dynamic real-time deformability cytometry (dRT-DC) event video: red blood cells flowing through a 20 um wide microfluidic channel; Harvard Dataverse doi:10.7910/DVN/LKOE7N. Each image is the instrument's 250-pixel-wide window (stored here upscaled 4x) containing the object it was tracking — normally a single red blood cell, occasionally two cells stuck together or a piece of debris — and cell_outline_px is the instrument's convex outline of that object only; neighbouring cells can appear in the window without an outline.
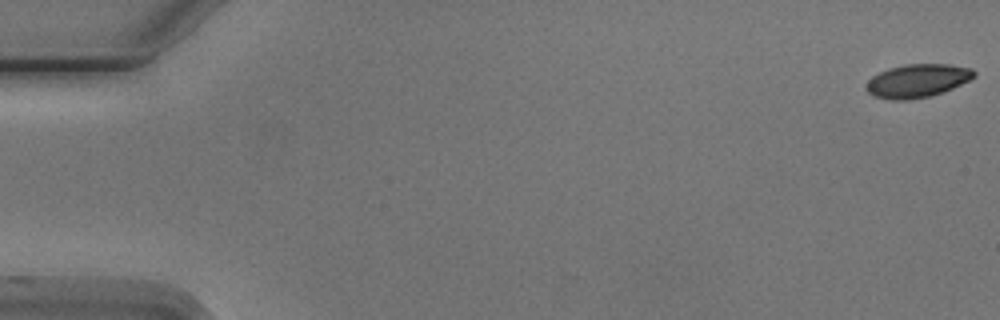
{"species": "Egyptian fruit bat (a non-hibernating species)", "species_latin": "Rousettus aegyptiacus", "temperature_condition": "cold", "stored_images_in_passage": 3, "camera_frame_rate_fps": 3000, "um_per_image_px": 0.085, "animal": {"sex": "male"}, "frame": {"image": 1, "passage_image": 1, "time_ms": 0.0, "image_size_px": [1000, 320], "cell_outline_px": [[976, 76], [944, 92], [928, 96], [908, 100], [892, 100], [872, 96], [864, 88], [868, 80], [872, 76], [888, 68], [904, 64], [952, 64], [972, 68], [976, 72]], "centroid_in_image_um": [77.96, 6.86], "position_along_channel_um": 7.0, "area_um2": 21.1}}